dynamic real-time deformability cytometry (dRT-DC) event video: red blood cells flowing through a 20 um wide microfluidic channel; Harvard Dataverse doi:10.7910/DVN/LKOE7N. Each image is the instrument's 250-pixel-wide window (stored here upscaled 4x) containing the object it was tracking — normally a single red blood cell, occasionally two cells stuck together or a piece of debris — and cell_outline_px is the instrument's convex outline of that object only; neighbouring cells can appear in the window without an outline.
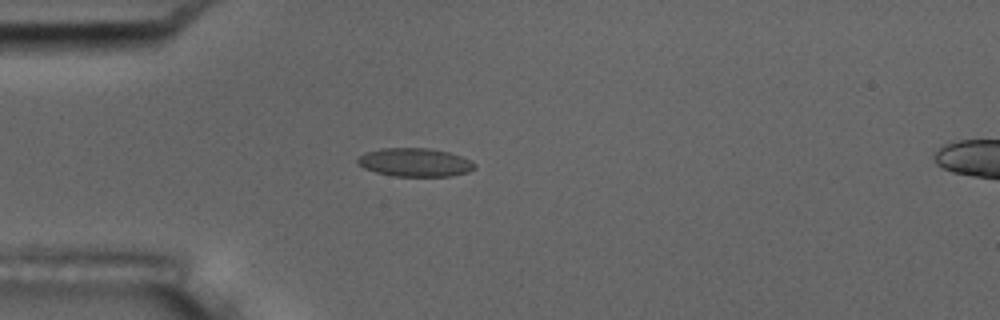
{"species": "common noctule bat (a hibernating species)", "species_latin": "Nyctalus noctula", "temperature_condition": "room temperature", "stored_images_in_passage": 21, "camera_frame_rate_fps": 3000, "um_per_image_px": 0.085, "animal": {"sex": "male", "body_mass_g": 17.5, "forearm_length_mm": 52.3}, "frame": {"image": 1, "passage_image": 15, "time_ms": 4.667, "image_size_px": [1000, 320], "cell_outline_px": [[476, 168], [468, 172], [452, 176], [392, 176], [376, 172], [364, 168], [356, 160], [360, 156], [368, 152], [384, 148], [428, 148], [448, 152], [472, 160], [476, 164]], "centroid_in_image_um": [35.32, 13.81], "position_along_channel_um": 49.7, "area_um2": 19.31}}